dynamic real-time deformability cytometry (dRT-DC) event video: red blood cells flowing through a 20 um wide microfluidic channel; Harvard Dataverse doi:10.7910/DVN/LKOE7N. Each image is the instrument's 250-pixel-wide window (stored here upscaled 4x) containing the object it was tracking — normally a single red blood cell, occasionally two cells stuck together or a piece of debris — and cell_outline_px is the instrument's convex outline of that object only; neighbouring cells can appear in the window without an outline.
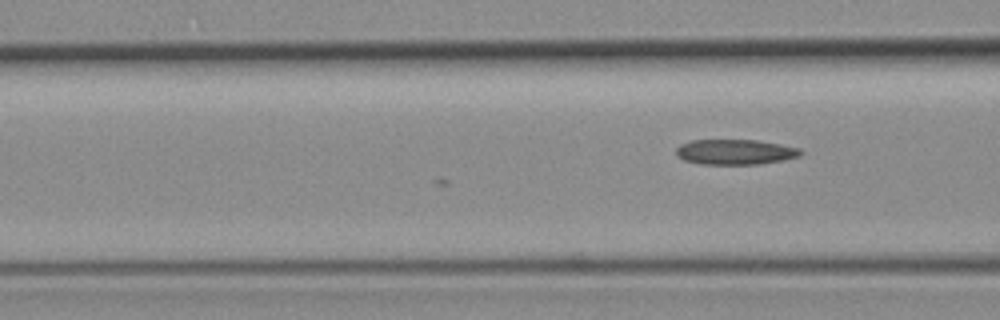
{"species": "common noctule bat (a hibernating species)", "species_latin": "Nyctalus noctula", "temperature_condition": "room temperature", "stored_images_in_passage": 5, "camera_frame_rate_fps": 3000, "um_per_image_px": 0.085, "animal": {"sex": "female", "body_mass_g": 19.3, "forearm_length_mm": 54.1}, "frame": {"image": 1, "passage_image": 5, "time_ms": 1.333, "image_size_px": [1000, 320], "cell_outline_px": [[804, 152], [800, 156], [784, 160], [760, 164], [700, 164], [684, 160], [676, 156], [676, 148], [680, 144], [692, 140], [756, 140], [780, 144], [800, 148]], "centroid_in_image_um": [62.5, 12.92], "position_along_channel_um": 104.1, "area_um2": 18.44}}